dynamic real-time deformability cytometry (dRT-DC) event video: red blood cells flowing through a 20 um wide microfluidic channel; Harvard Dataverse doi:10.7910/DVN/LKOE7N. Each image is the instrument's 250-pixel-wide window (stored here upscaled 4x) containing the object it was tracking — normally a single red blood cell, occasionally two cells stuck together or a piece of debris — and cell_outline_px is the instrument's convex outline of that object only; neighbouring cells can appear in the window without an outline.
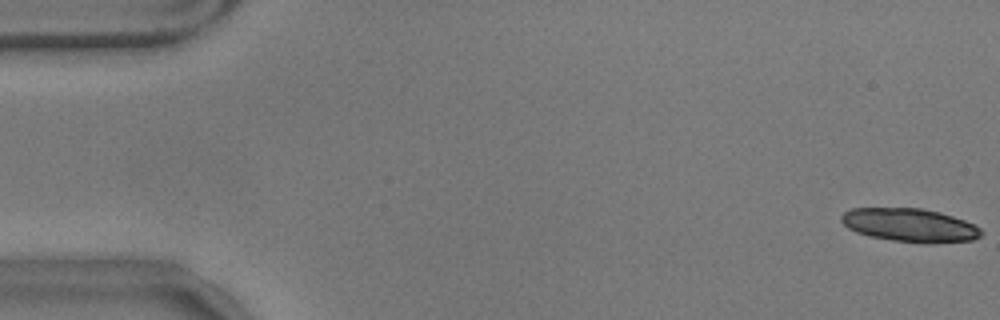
{"species": "common noctule bat (a hibernating species)", "species_latin": "Nyctalus noctula", "temperature_condition": "warm", "stored_images_in_passage": 34, "camera_frame_rate_fps": 3000, "um_per_image_px": 0.085, "animal": {"sex": "male", "body_mass_g": 17.9}, "frame": {"image": 1, "passage_image": 1, "time_ms": 0.0, "image_size_px": [1000, 320], "cell_outline_px": [[984, 232], [980, 236], [972, 240], [924, 244], [892, 240], [868, 236], [856, 232], [848, 228], [840, 220], [840, 216], [844, 212], [852, 208], [920, 208], [940, 212], [976, 224]], "centroid_in_image_um": [77.34, 19.14], "position_along_channel_um": 7.7, "area_um2": 27.46}}
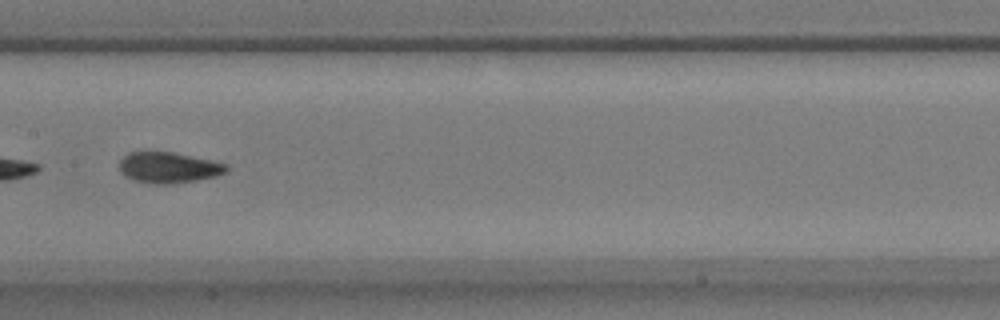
{"frame": {"image": 2, "passage_image": 29, "time_ms": 9.333, "image_size_px": [1000, 320], "cell_outline_px": [[228, 172], [216, 176], [200, 180], [172, 184], [156, 184], [132, 180], [124, 176], [120, 172], [120, 160], [128, 152], [172, 152], [228, 164]], "centroid_in_image_um": [14.33, 14.26], "position_along_channel_um": 193.1, "area_um2": 19.36}}